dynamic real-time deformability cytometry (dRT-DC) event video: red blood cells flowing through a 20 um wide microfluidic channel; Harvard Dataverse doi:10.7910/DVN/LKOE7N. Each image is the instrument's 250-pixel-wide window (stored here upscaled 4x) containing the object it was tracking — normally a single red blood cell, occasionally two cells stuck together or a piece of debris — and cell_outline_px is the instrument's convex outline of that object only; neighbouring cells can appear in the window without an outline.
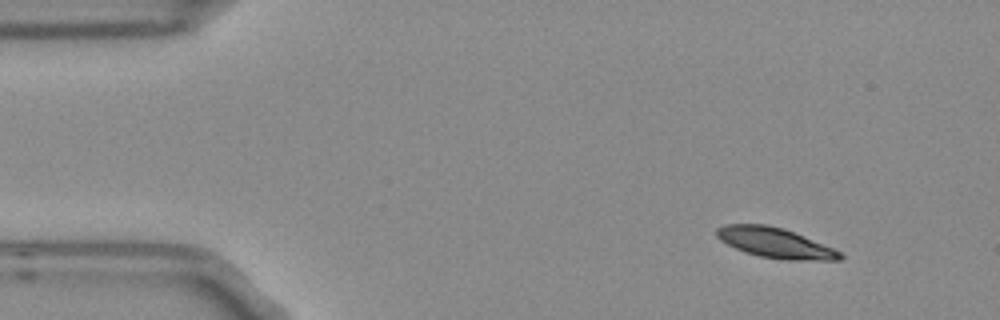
{"species": "Egyptian fruit bat (a non-hibernating species)", "species_latin": "Rousettus aegyptiacus", "temperature_condition": "room temperature", "stored_images_in_passage": 10, "camera_frame_rate_fps": 3000, "um_per_image_px": 0.085, "frame": {"image": 1, "passage_image": 1, "time_ms": 0.0, "image_size_px": [1000, 320], "cell_outline_px": [[844, 256], [840, 260], [788, 260], [760, 256], [744, 252], [720, 240], [716, 236], [716, 228], [724, 224], [768, 224], [784, 228], [832, 248], [840, 252]], "centroid_in_image_um": [65.85, 20.63], "position_along_channel_um": 19.1, "area_um2": 21.5}}
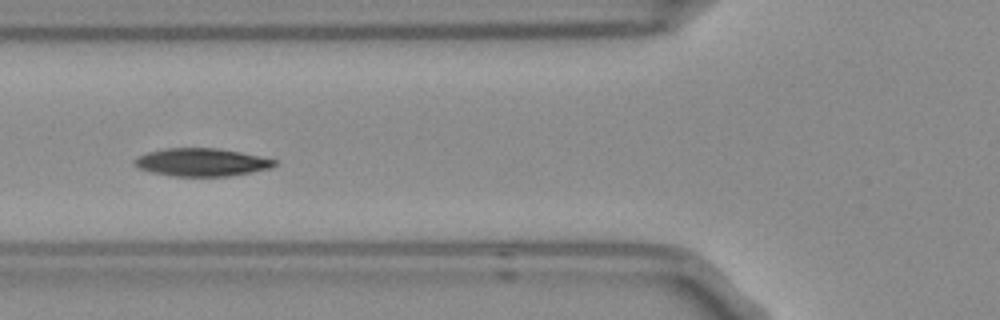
{"frame": {"image": 2, "passage_image": 5, "time_ms": 1.333, "image_size_px": [1000, 320], "cell_outline_px": [[276, 164], [272, 168], [252, 172], [228, 176], [172, 176], [152, 172], [140, 168], [132, 164], [132, 160], [148, 152], [168, 148], [216, 148], [240, 152], [260, 156], [276, 160]], "centroid_in_image_um": [17.14, 13.79], "position_along_channel_um": 108.7, "area_um2": 22.66}}
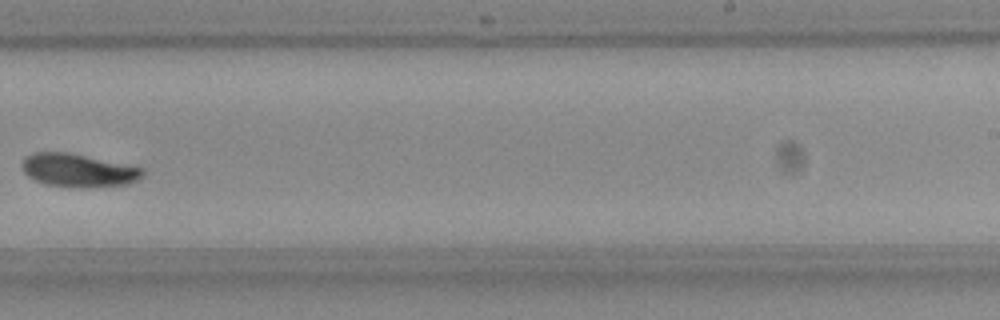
{"frame": {"image": 3, "passage_image": 9, "time_ms": 2.667, "image_size_px": [1000, 320], "cell_outline_px": [[144, 176], [128, 184], [84, 188], [80, 188], [48, 184], [36, 180], [28, 176], [24, 172], [24, 160], [32, 152], [68, 152], [144, 168]], "centroid_in_image_um": [6.7, 14.48], "position_along_channel_um": 282.3, "area_um2": 23.06}}